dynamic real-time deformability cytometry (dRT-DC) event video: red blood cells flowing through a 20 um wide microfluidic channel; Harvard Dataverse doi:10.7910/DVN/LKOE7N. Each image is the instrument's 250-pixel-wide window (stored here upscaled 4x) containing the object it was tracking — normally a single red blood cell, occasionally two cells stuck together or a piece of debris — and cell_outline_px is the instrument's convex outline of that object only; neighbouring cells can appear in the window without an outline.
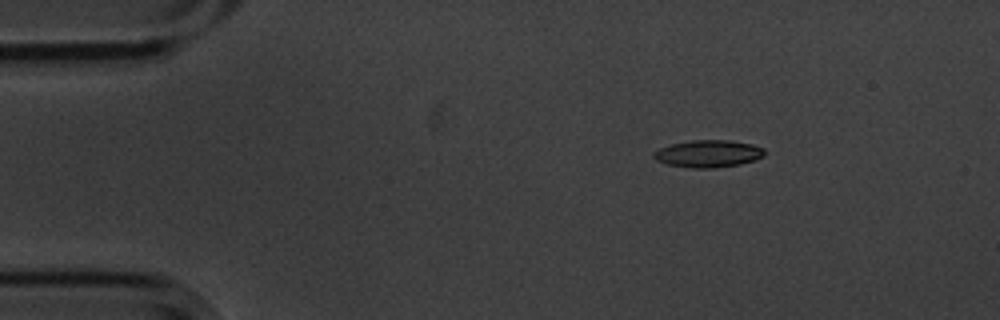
{"species": "common noctule bat (a hibernating species)", "species_latin": "Nyctalus noctula", "temperature_condition": "cold", "stored_images_in_passage": 48, "camera_frame_rate_fps": 3000, "um_per_image_px": 0.085, "animal": {"sex": "male", "body_mass_g": 20.1, "forearm_length_mm": 53.5}, "frame": {"image": 1, "passage_image": 1, "time_ms": 0.0, "image_size_px": [1000, 320], "cell_outline_px": [[764, 156], [756, 160], [740, 164], [712, 168], [692, 168], [668, 164], [656, 160], [652, 156], [652, 152], [660, 148], [672, 144], [692, 140], [732, 140], [752, 144], [764, 148]], "centroid_in_image_um": [60.21, 13.06], "position_along_channel_um": 24.8, "area_um2": 17.63}}
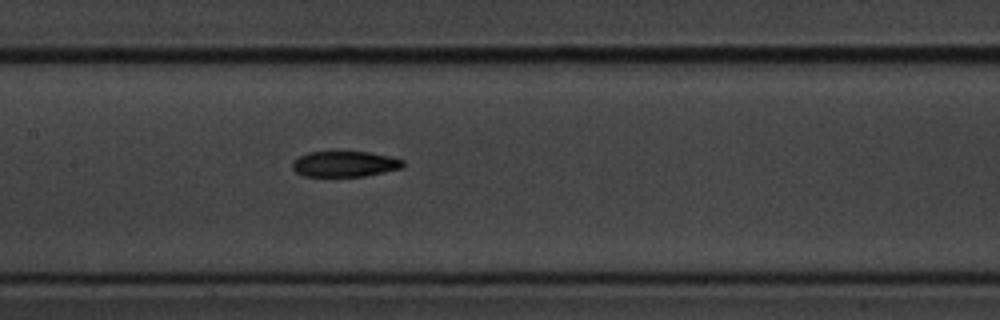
{"frame": {"image": 2, "passage_image": 19, "time_ms": 6.0, "image_size_px": [1000, 320], "cell_outline_px": [[404, 164], [400, 168], [384, 172], [364, 176], [304, 176], [296, 172], [292, 168], [292, 164], [300, 156], [308, 152], [368, 152], [388, 156], [404, 160]], "centroid_in_image_um": [29.3, 13.94], "position_along_channel_um": 178.1, "area_um2": 16.3}}
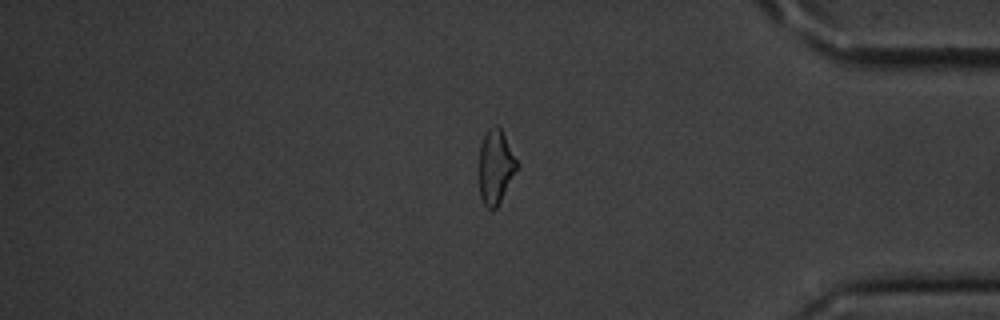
{"frame": {"image": 3, "passage_image": 39, "time_ms": 12.667, "image_size_px": [1000, 320], "cell_outline_px": [[520, 164], [496, 208], [492, 212], [484, 204], [480, 196], [480, 144], [484, 132], [488, 128], [496, 124], [500, 128]], "centroid_in_image_um": [42.13, 14.15], "position_along_channel_um": 393.1, "area_um2": 16.36}, "authors_computed_cell_mechanics": {"area_um2": 17.4556, "velocity_mm_per_s": 3.6187, "shape_relaxation_time_tau1_ms": 6.4785, "shape_relaxation_time_tau2_ms": 7.1801, "deformation_change_tau1": 0.1642, "deformation_change_tau2": 0.1651}}